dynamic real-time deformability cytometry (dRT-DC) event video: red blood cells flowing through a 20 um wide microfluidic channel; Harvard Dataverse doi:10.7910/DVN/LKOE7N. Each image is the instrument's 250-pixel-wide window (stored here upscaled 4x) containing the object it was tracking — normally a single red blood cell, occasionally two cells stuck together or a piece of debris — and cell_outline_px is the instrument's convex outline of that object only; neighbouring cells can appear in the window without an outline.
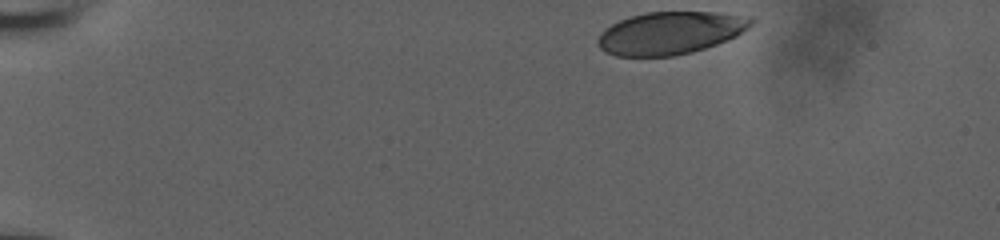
{"species": "human", "species_latin": "Homo sapiens", "temperature_condition": "room temperature", "stored_images_in_passage": 11, "camera_frame_rate_fps": 3000, "um_per_image_px": 0.085, "donor": {"sex": "male"}, "frame": {"image": 1, "passage_image": 1, "time_ms": 0.0, "image_size_px": [1000, 240], "cell_outline_px": [[756, 20], [748, 28], [736, 36], [728, 40], [692, 52], [672, 56], [616, 56], [604, 52], [596, 44], [596, 40], [600, 32], [604, 28], [620, 20], [644, 12], [720, 12], [752, 16]], "centroid_in_image_um": [56.98, 2.79], "position_along_channel_um": 28.0, "area_um2": 38.44}}
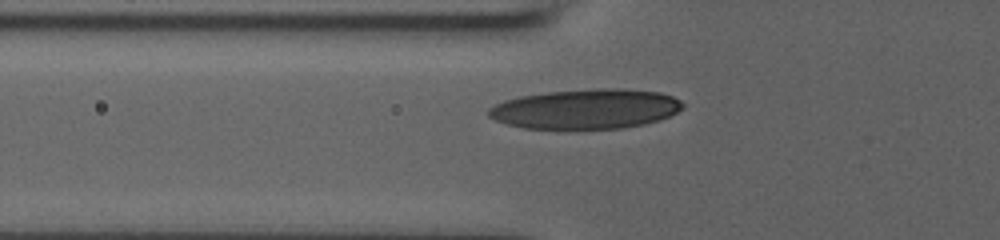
{"frame": {"image": 2, "passage_image": 7, "time_ms": 2.0, "image_size_px": [1000, 240], "cell_outline_px": [[684, 108], [668, 116], [644, 124], [620, 128], [524, 128], [508, 124], [496, 120], [488, 116], [488, 108], [504, 100], [520, 96], [548, 92], [596, 88], [616, 88], [660, 92], [672, 96], [680, 100], [684, 104]], "centroid_in_image_um": [49.8, 9.25], "position_along_channel_um": 76.0, "area_um2": 44.68}}
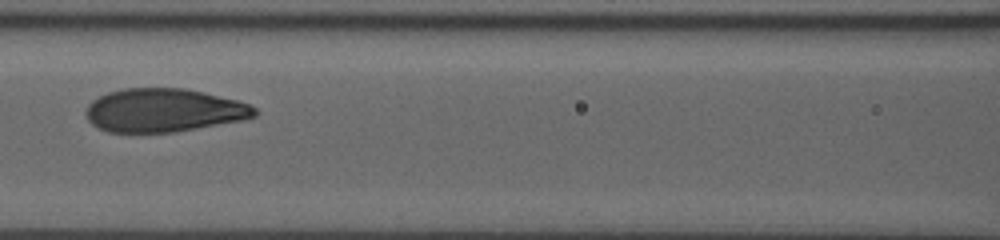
{"frame": {"image": 3, "passage_image": 10, "time_ms": 3.0, "image_size_px": [1000, 240], "cell_outline_px": [[260, 112], [256, 116], [244, 120], [172, 132], [108, 132], [92, 124], [88, 120], [84, 112], [88, 104], [92, 100], [108, 92], [124, 88], [184, 88], [204, 92], [236, 100], [248, 104], [256, 108]], "centroid_in_image_um": [13.92, 9.37], "position_along_channel_um": 152.7, "area_um2": 42.71}}